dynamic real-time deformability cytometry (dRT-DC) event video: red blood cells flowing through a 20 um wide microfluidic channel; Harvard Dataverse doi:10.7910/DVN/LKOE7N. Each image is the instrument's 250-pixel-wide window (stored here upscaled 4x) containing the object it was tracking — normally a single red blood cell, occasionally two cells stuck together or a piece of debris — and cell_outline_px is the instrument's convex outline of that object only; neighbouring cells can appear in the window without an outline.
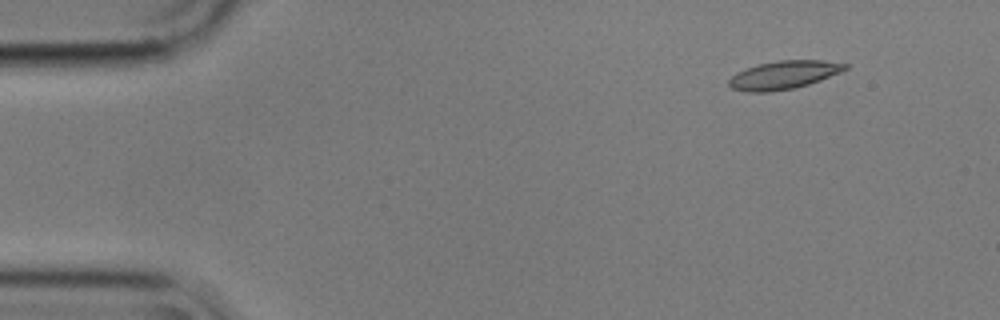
{"species": "common noctule bat (a hibernating species)", "species_latin": "Nyctalus noctula", "temperature_condition": "cold", "stored_images_in_passage": 5, "camera_frame_rate_fps": 3000, "um_per_image_px": 0.085, "animal": {"sex": "male", "body_mass_g": 17.9}, "frame": {"image": 1, "passage_image": 2, "time_ms": 0.333, "image_size_px": [1000, 320], "cell_outline_px": [[848, 68], [840, 72], [820, 80], [796, 88], [768, 92], [748, 92], [732, 88], [728, 84], [728, 80], [736, 72], [760, 64], [780, 60], [820, 60], [848, 64]], "centroid_in_image_um": [66.61, 6.38], "position_along_channel_um": 18.4, "area_um2": 18.96}}
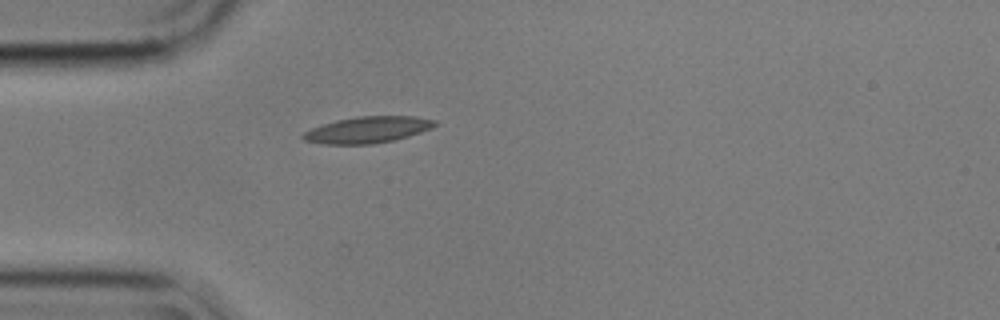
{"frame": {"image": 2, "passage_image": 5, "time_ms": 1.333, "image_size_px": [1000, 320], "cell_outline_px": [[436, 124], [432, 128], [408, 136], [392, 140], [372, 144], [320, 144], [304, 140], [300, 136], [304, 132], [312, 128], [336, 120], [356, 116], [416, 116], [436, 120]], "centroid_in_image_um": [31.23, 11.03], "position_along_channel_um": 53.8, "area_um2": 20.23}}